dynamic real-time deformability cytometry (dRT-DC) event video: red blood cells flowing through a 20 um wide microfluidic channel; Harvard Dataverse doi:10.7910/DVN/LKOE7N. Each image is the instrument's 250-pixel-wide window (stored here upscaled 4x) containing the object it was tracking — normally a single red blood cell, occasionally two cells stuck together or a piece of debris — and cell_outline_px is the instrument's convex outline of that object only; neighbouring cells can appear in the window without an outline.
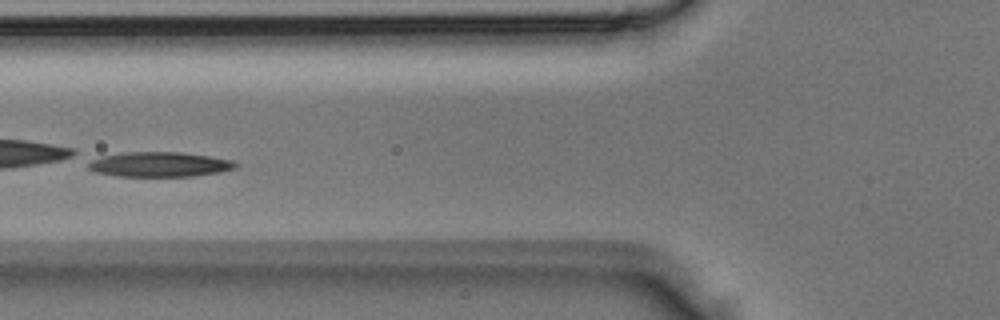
{"species": "Egyptian fruit bat (a non-hibernating species)", "species_latin": "Rousettus aegyptiacus", "temperature_condition": "room temperature", "stored_images_in_passage": 3, "camera_frame_rate_fps": 3000, "um_per_image_px": 0.085, "animal": {"sex": "male"}, "frame": {"image": 1, "passage_image": 3, "time_ms": 0.667, "image_size_px": [1000, 320], "cell_outline_px": [[240, 164], [236, 168], [220, 172], [192, 176], [116, 176], [92, 172], [88, 168], [88, 164], [92, 160], [104, 156], [120, 152], [180, 152], [208, 156], [232, 160]], "centroid_in_image_um": [13.55, 13.98], "position_along_channel_um": 112.2, "area_um2": 21.39}}